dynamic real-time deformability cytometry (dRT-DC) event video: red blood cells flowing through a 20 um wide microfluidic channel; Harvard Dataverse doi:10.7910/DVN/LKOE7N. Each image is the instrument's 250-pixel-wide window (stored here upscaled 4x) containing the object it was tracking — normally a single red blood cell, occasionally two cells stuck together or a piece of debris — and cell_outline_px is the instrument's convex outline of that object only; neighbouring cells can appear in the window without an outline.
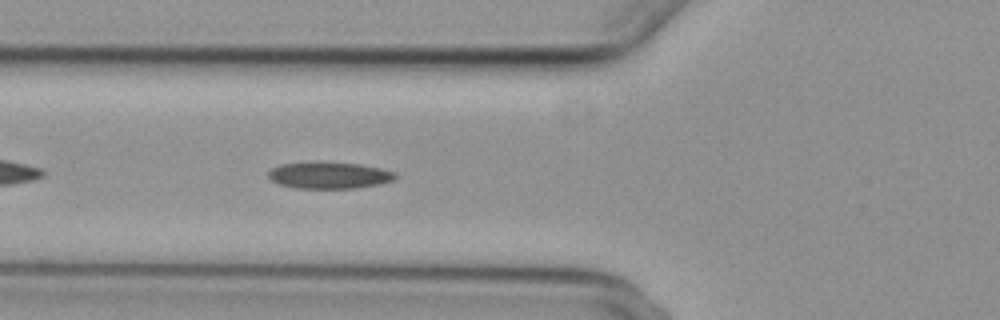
{"species": "common noctule bat (a hibernating species)", "species_latin": "Nyctalus noctula", "temperature_condition": "cold", "stored_images_in_passage": 41, "camera_frame_rate_fps": 3000, "um_per_image_px": 0.085, "animal": {"sex": "female", "body_mass_g": 29.2, "forearm_length_mm": 56.3}, "frame": {"image": 1, "passage_image": 6, "time_ms": 1.667, "image_size_px": [1000, 320], "cell_outline_px": [[396, 176], [392, 180], [380, 184], [356, 188], [296, 188], [280, 184], [272, 180], [268, 176], [268, 172], [272, 168], [280, 164], [360, 164], [380, 168], [396, 172]], "centroid_in_image_um": [28.01, 14.93], "position_along_channel_um": 97.8, "area_um2": 18.9}}
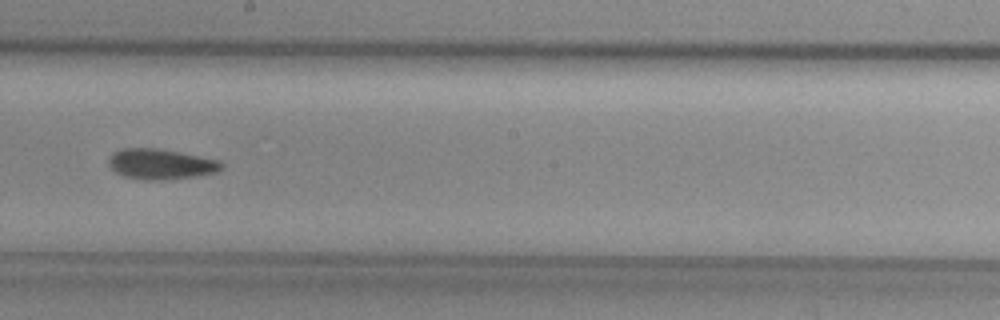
{"frame": {"image": 2, "passage_image": 17, "time_ms": 5.333, "image_size_px": [1000, 320], "cell_outline_px": [[224, 168], [216, 172], [196, 176], [160, 180], [144, 180], [124, 176], [116, 172], [108, 164], [108, 160], [112, 152], [120, 148], [156, 148], [180, 152], [220, 160], [224, 164]], "centroid_in_image_um": [13.67, 13.94], "position_along_channel_um": 234.5, "area_um2": 20.11}}
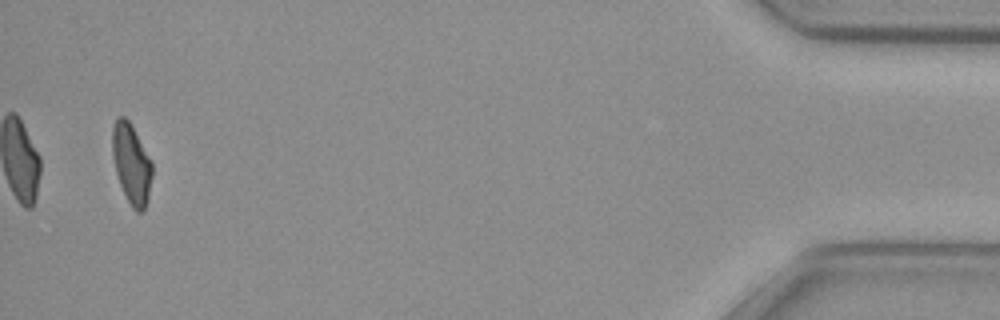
{"frame": {"image": 3, "passage_image": 39, "time_ms": 12.667, "image_size_px": [1000, 320], "cell_outline_px": [[152, 176], [148, 196], [144, 208], [140, 212], [136, 212], [132, 208], [120, 184], [116, 172], [112, 156], [112, 128], [116, 120], [120, 116], [124, 116], [128, 120], [152, 160]], "centroid_in_image_um": [11.17, 13.91], "position_along_channel_um": 424.0, "area_um2": 18.32}, "authors_computed_cell_mechanics": {"area_um2": 19.363, "velocity_mm_per_s": 3.7183, "shape_relaxation_time_tau1_ms": 6.0244, "shape_relaxation_time_tau2_ms": null, "deformation_change_tau1": 0.1515, "deformation_change_tau2": null}}